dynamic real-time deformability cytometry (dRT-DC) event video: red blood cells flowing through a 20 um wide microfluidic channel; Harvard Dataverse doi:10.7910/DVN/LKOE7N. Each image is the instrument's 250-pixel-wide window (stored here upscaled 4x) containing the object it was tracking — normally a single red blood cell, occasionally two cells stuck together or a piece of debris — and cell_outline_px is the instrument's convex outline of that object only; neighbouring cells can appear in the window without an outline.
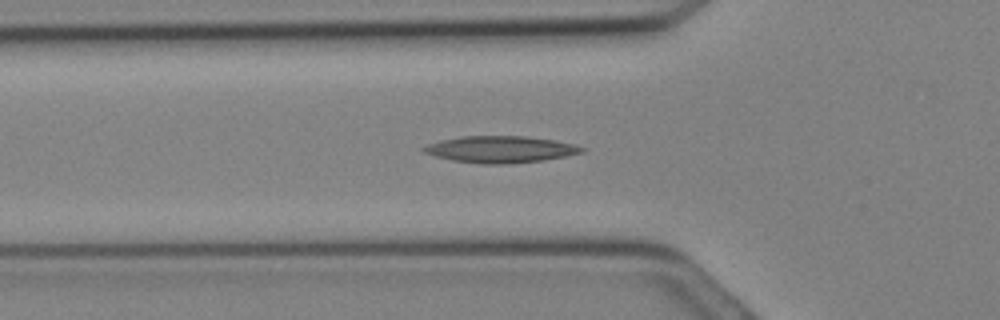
{"species": "Egyptian fruit bat (a non-hibernating species)", "species_latin": "Rousettus aegyptiacus", "temperature_condition": "cold", "stored_images_in_passage": 20, "camera_frame_rate_fps": 3000, "um_per_image_px": 0.085, "animal": {"sex": "female"}, "frame": {"image": 1, "passage_image": 10, "time_ms": 3.0, "image_size_px": [1000, 320], "cell_outline_px": [[588, 148], [584, 152], [544, 160], [508, 164], [480, 164], [452, 160], [436, 156], [424, 152], [420, 148], [428, 144], [440, 140], [464, 136], [524, 136], [556, 140], [576, 144]], "centroid_in_image_um": [42.58, 12.69], "position_along_channel_um": 83.2, "area_um2": 24.74}}
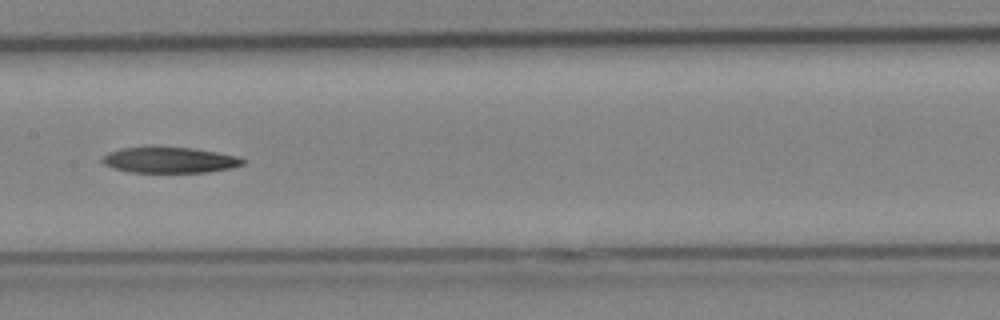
{"frame": {"image": 2, "passage_image": 15, "time_ms": 4.667, "image_size_px": [1000, 320], "cell_outline_px": [[248, 160], [244, 164], [232, 168], [208, 172], [128, 172], [112, 168], [104, 164], [100, 160], [108, 152], [120, 148], [152, 144], [192, 148], [240, 156]], "centroid_in_image_um": [14.4, 13.56], "position_along_channel_um": 193.0, "area_um2": 22.08}}
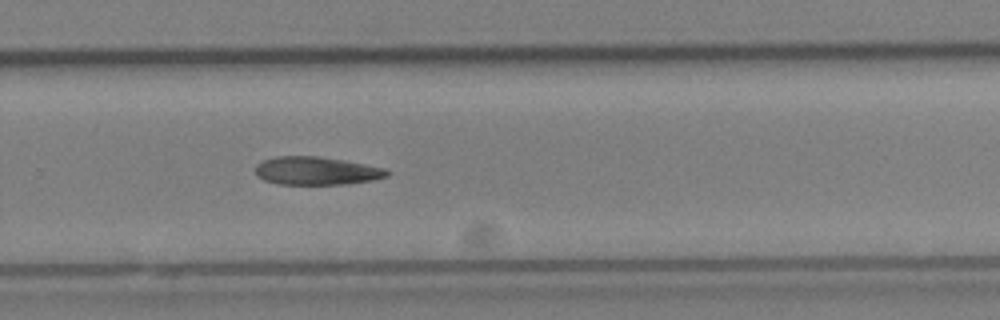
{"frame": {"image": 3, "passage_image": 20, "time_ms": 6.333, "image_size_px": [1000, 320], "cell_outline_px": [[392, 172], [388, 176], [372, 180], [344, 184], [280, 184], [264, 180], [256, 176], [256, 164], [264, 160], [276, 156], [320, 156], [344, 160], [388, 168]], "centroid_in_image_um": [26.94, 14.51], "position_along_channel_um": 302.9, "area_um2": 21.73}}